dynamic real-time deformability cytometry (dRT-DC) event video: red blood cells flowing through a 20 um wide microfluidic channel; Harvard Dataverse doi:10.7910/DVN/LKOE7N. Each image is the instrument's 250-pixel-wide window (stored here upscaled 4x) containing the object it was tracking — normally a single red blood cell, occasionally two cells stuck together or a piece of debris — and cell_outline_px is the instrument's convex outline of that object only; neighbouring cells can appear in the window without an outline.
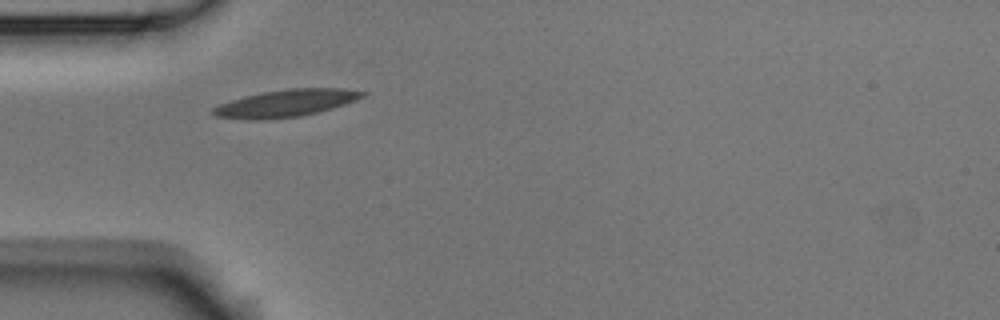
{"species": "Egyptian fruit bat (a non-hibernating species)", "species_latin": "Rousettus aegyptiacus", "temperature_condition": "room temperature", "stored_images_in_passage": 7, "camera_frame_rate_fps": 3000, "um_per_image_px": 0.085, "animal": {"sex": "male"}, "frame": {"image": 1, "passage_image": 1, "time_ms": 0.0, "image_size_px": [1000, 320], "cell_outline_px": [[368, 92], [364, 96], [356, 100], [332, 108], [300, 116], [264, 120], [244, 120], [216, 116], [212, 112], [212, 108], [220, 104], [244, 96], [264, 92], [288, 88], [344, 88]], "centroid_in_image_um": [24.3, 8.77], "position_along_channel_um": 60.7, "area_um2": 23.64}}
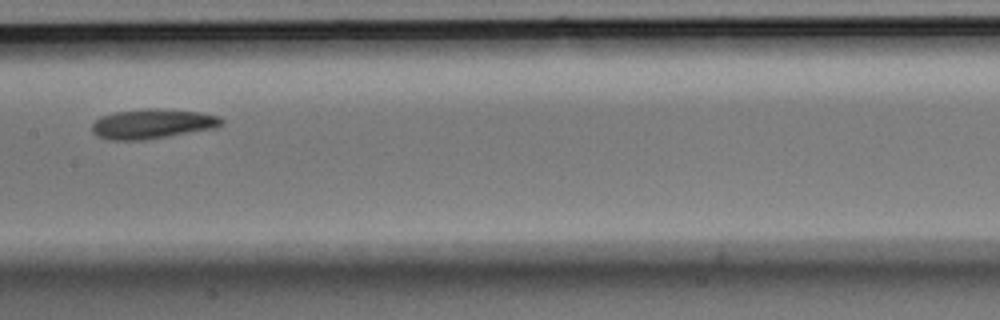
{"frame": {"image": 2, "passage_image": 4, "time_ms": 1.0, "image_size_px": [1000, 320], "cell_outline_px": [[224, 124], [216, 128], [144, 140], [108, 140], [92, 132], [92, 124], [100, 116], [112, 112], [148, 108], [156, 108], [200, 112], [220, 116], [224, 120]], "centroid_in_image_um": [12.97, 10.52], "position_along_channel_um": 194.4, "area_um2": 22.6}}
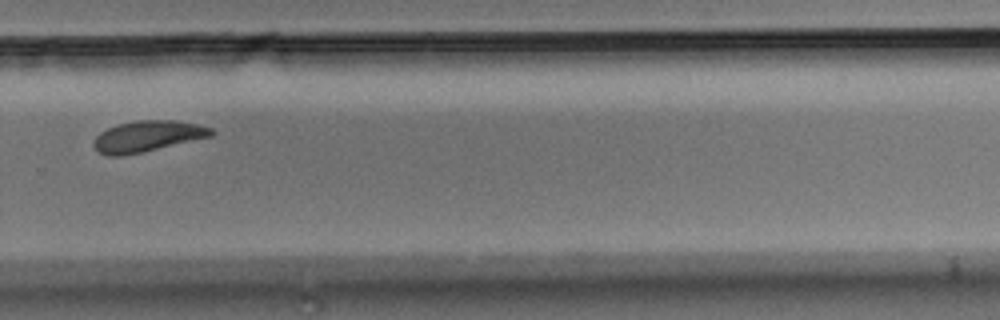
{"frame": {"image": 3, "passage_image": 7, "time_ms": 2.0, "image_size_px": [1000, 320], "cell_outline_px": [[216, 132], [212, 136], [140, 152], [120, 156], [108, 156], [100, 152], [92, 144], [96, 136], [100, 132], [116, 124], [136, 120], [172, 120], [200, 124], [212, 128]], "centroid_in_image_um": [12.54, 11.56], "position_along_channel_um": 317.3, "area_um2": 21.1}}